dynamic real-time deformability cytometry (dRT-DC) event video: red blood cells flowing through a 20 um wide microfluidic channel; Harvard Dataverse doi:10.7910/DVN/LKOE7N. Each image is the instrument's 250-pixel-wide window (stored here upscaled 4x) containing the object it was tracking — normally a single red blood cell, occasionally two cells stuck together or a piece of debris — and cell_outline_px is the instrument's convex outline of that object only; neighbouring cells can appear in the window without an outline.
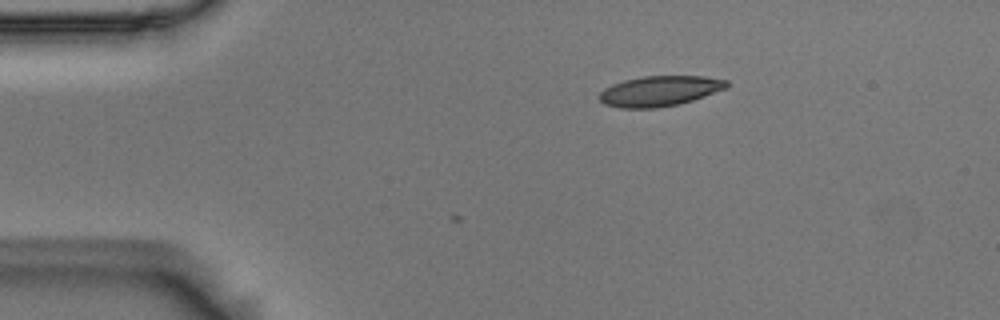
{"species": "Egyptian fruit bat (a non-hibernating species)", "species_latin": "Rousettus aegyptiacus", "temperature_condition": "room temperature", "stored_images_in_passage": 3, "camera_frame_rate_fps": 3000, "um_per_image_px": 0.085, "animal": {"sex": "male"}, "frame": {"image": 1, "passage_image": 3, "time_ms": 0.667, "image_size_px": [1000, 320], "cell_outline_px": [[728, 88], [680, 104], [656, 108], [620, 108], [604, 104], [600, 100], [600, 92], [604, 88], [612, 84], [624, 80], [644, 76], [704, 76], [728, 80]], "centroid_in_image_um": [56.08, 7.73], "position_along_channel_um": 28.9, "area_um2": 22.54}}